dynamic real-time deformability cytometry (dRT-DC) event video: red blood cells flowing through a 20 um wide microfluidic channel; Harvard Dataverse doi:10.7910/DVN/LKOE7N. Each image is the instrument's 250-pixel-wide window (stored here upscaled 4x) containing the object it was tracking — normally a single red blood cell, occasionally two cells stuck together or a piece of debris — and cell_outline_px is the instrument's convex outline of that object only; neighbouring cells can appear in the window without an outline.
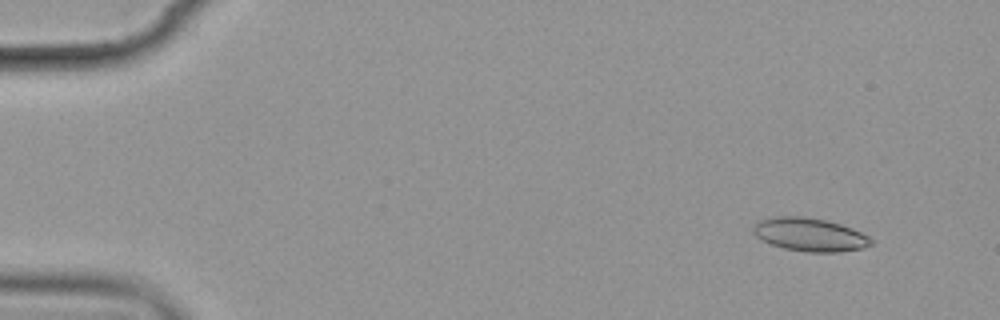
{"species": "common noctule bat (a hibernating species)", "species_latin": "Nyctalus noctula", "temperature_condition": "cold", "stored_images_in_passage": 9, "camera_frame_rate_fps": 3000, "um_per_image_px": 0.085, "animal": {"sex": "female", "body_mass_g": 19.9}, "frame": {"image": 1, "passage_image": 2, "time_ms": 1.333, "image_size_px": [1000, 320], "cell_outline_px": [[872, 244], [864, 248], [840, 252], [808, 252], [784, 248], [772, 244], [756, 236], [752, 232], [752, 228], [756, 220], [776, 216], [804, 216], [828, 220], [852, 228], [868, 236], [872, 240]], "centroid_in_image_um": [68.82, 19.93], "position_along_channel_um": 16.2, "area_um2": 23.0}}
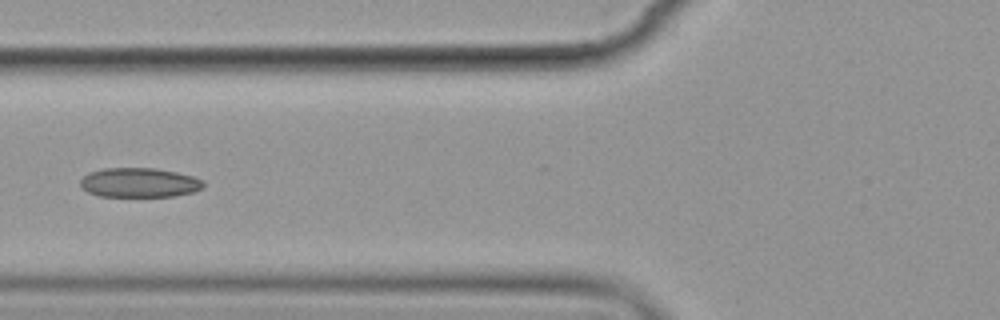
{"frame": {"image": 2, "passage_image": 7, "time_ms": 7.333, "image_size_px": [1000, 320], "cell_outline_px": [[204, 188], [192, 192], [176, 196], [100, 196], [88, 192], [80, 188], [80, 180], [88, 172], [104, 168], [156, 168], [176, 172], [192, 176], [204, 180]], "centroid_in_image_um": [11.83, 15.52], "position_along_channel_um": 114.0, "area_um2": 21.27}}
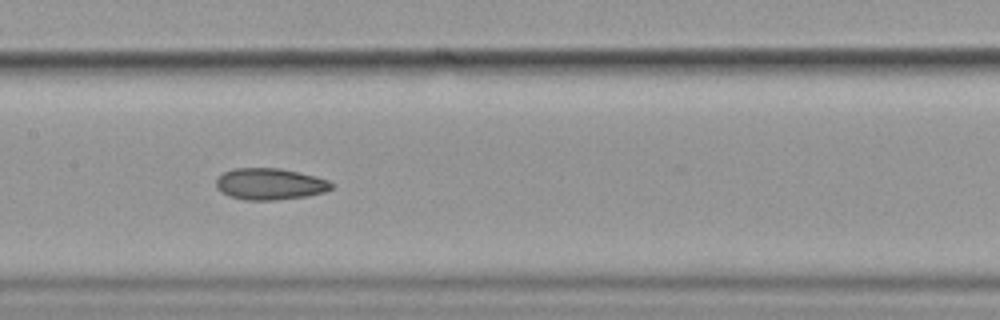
{"frame": {"image": 3, "passage_image": 9, "time_ms": 9.333, "image_size_px": [1000, 320], "cell_outline_px": [[332, 188], [324, 192], [308, 196], [276, 200], [244, 200], [228, 196], [220, 192], [216, 188], [216, 180], [224, 172], [236, 168], [280, 168], [316, 176], [328, 180], [332, 184]], "centroid_in_image_um": [22.92, 15.65], "position_along_channel_um": 184.5, "area_um2": 21.27}}